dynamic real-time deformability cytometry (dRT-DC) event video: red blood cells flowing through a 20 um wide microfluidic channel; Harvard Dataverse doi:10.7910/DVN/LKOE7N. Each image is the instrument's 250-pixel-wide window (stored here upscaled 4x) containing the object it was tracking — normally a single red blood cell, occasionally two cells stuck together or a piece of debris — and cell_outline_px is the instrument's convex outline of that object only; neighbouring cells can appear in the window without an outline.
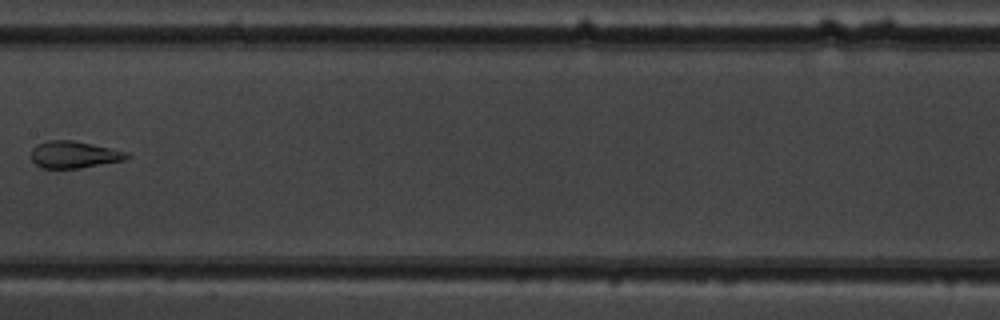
{"species": "common noctule bat (a hibernating species)", "species_latin": "Nyctalus noctula", "temperature_condition": "warm", "stored_images_in_passage": 9, "camera_frame_rate_fps": 3000, "um_per_image_px": 0.085, "animal": {"sex": "male", "body_mass_g": 19.5, "forearm_length_mm": 54.6}, "frame": {"image": 1, "passage_image": 7, "time_ms": 7.333, "image_size_px": [1000, 320], "cell_outline_px": [[132, 156], [124, 160], [80, 168], [40, 168], [32, 160], [32, 148], [36, 144], [48, 140], [72, 140], [112, 148], [128, 152]], "centroid_in_image_um": [6.3, 13.14], "position_along_channel_um": 201.1, "area_um2": 15.09}}
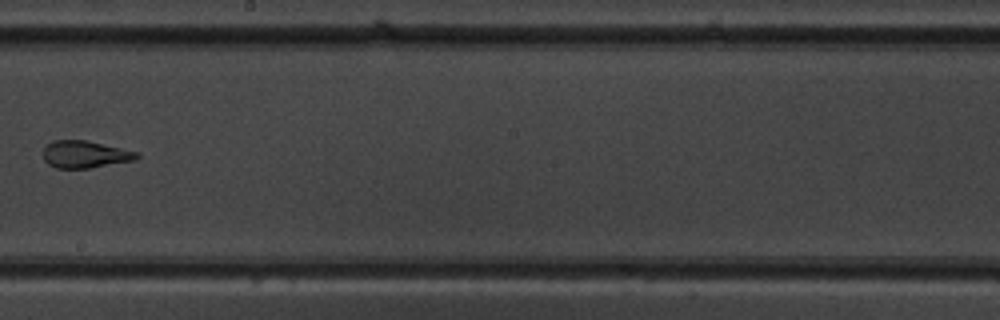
{"frame": {"image": 2, "passage_image": 8, "time_ms": 8.333, "image_size_px": [1000, 320], "cell_outline_px": [[140, 156], [136, 160], [88, 168], [56, 168], [48, 164], [44, 160], [44, 148], [52, 140], [84, 140], [140, 152]], "centroid_in_image_um": [7.24, 13.12], "position_along_channel_um": 241.0, "area_um2": 14.8}}
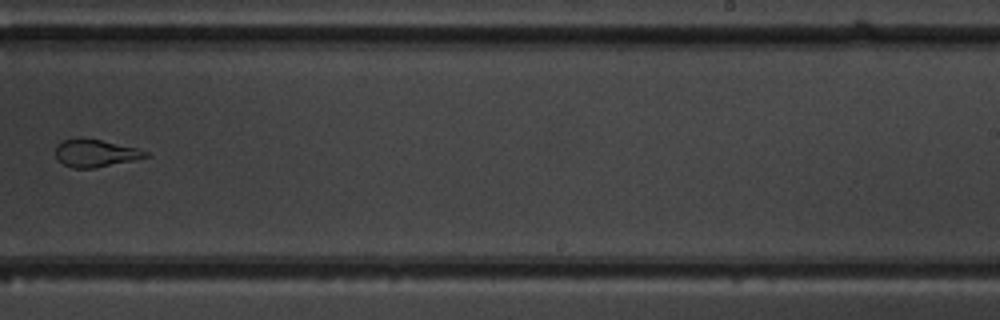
{"frame": {"image": 3, "passage_image": 9, "time_ms": 9.333, "image_size_px": [1000, 320], "cell_outline_px": [[152, 156], [136, 160], [96, 168], [72, 168], [64, 164], [56, 156], [56, 144], [60, 140], [80, 136], [100, 140], [136, 148], [148, 152]], "centroid_in_image_um": [8.11, 13.0], "position_along_channel_um": 280.9, "area_um2": 14.74}}